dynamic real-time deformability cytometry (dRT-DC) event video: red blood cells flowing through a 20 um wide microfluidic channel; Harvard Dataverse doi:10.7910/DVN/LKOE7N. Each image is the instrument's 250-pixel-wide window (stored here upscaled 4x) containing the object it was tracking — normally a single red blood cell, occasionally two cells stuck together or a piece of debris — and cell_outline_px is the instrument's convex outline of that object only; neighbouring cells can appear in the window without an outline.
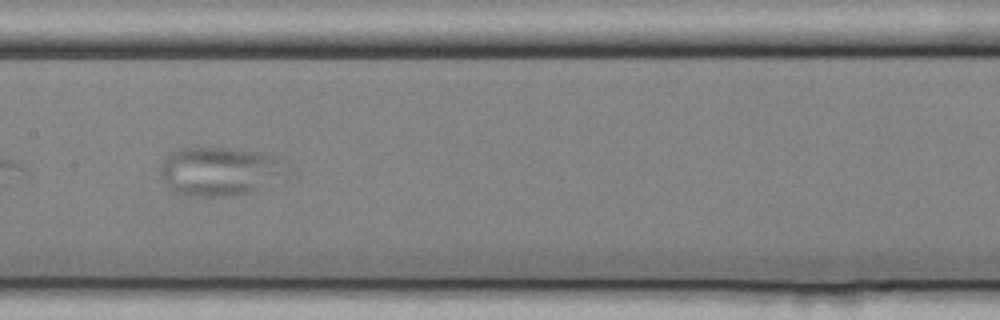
{"species": "common noctule bat (a hibernating species)", "species_latin": "Nyctalus noctula", "temperature_condition": "cold", "stored_images_in_passage": 18, "camera_frame_rate_fps": 3000, "um_per_image_px": 0.085, "animal": {"sex": "female", "body_mass_g": 25.1}, "frame": {"image": 1, "passage_image": 13, "time_ms": 4.0, "image_size_px": [1000, 320], "cell_outline_px": [[288, 172], [256, 192], [228, 196], [188, 196], [176, 192], [172, 188], [160, 172], [160, 168], [164, 160], [172, 152], [184, 148], [232, 148], [260, 152], [276, 156], [284, 160]], "centroid_in_image_um": [18.75, 14.56], "position_along_channel_um": 188.7, "area_um2": 35.72}}